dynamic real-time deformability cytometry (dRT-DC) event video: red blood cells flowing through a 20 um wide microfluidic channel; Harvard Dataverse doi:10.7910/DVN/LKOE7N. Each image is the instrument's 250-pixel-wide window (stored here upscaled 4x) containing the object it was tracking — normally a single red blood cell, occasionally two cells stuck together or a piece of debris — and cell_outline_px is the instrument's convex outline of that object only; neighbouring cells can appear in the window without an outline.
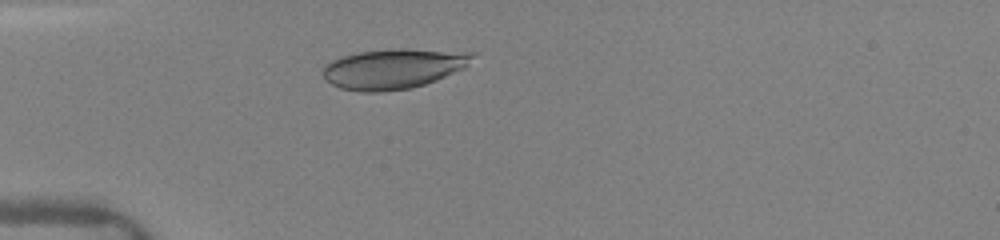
{"species": "human", "species_latin": "Homo sapiens", "temperature_condition": "warm", "stored_images_in_passage": 21, "camera_frame_rate_fps": 3000, "um_per_image_px": 0.085, "donor": {"sex": "female"}, "frame": {"image": 1, "passage_image": 1, "time_ms": 0.0, "image_size_px": [1000, 240], "cell_outline_px": [[476, 52], [464, 68], [436, 80], [412, 88], [380, 92], [360, 92], [340, 88], [332, 84], [320, 72], [332, 60], [344, 56], [360, 52], [400, 48]], "centroid_in_image_um": [33.45, 5.84], "position_along_channel_um": 51.6, "area_um2": 34.68}}
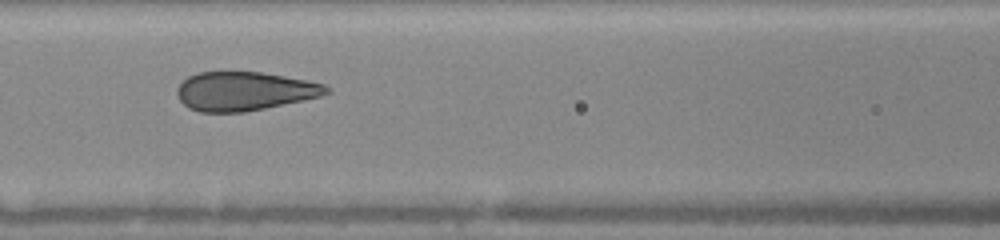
{"frame": {"image": 2, "passage_image": 7, "time_ms": 2.667, "image_size_px": [1000, 240], "cell_outline_px": [[332, 92], [320, 96], [264, 108], [244, 112], [200, 112], [188, 108], [180, 100], [176, 92], [176, 88], [188, 76], [196, 72], [260, 72], [308, 80], [324, 84]], "centroid_in_image_um": [20.75, 7.74], "position_along_channel_um": 145.9, "area_um2": 33.64}}
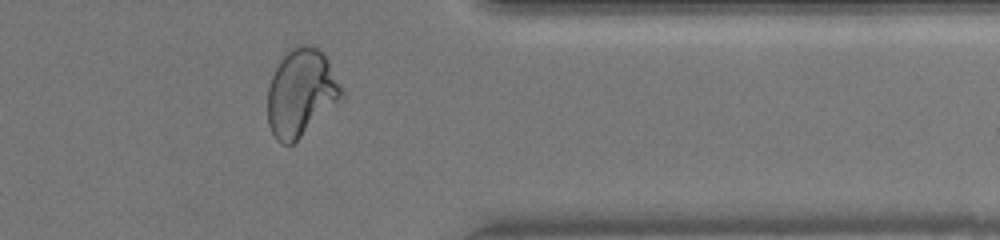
{"frame": {"image": 3, "passage_image": 17, "time_ms": 8.667, "image_size_px": [1000, 240], "cell_outline_px": [[344, 96], [292, 144], [280, 144], [276, 140], [268, 124], [268, 88], [272, 76], [284, 52], [300, 44], [312, 44], [320, 48], [324, 52], [344, 92]], "centroid_in_image_um": [25.58, 7.84], "position_along_channel_um": 385.8, "area_um2": 37.51}, "authors_computed_cell_mechanics": {"area_um2": 35.4314, "velocity_mm_per_s": 4.1357, "shape_relaxation_time_tau1_ms": 5.3266, "shape_relaxation_time_tau2_ms": null, "deformation_change_tau1": 0.1977, "deformation_change_tau2": null}}